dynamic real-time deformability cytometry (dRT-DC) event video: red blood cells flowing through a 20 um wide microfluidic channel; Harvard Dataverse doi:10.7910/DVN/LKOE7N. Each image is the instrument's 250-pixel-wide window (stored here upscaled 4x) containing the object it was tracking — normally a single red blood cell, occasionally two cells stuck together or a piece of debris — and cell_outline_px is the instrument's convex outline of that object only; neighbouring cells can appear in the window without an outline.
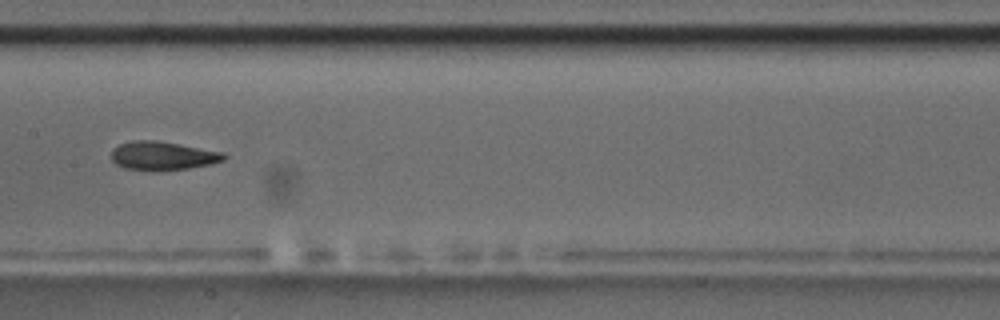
{"species": "common noctule bat (a hibernating species)", "species_latin": "Nyctalus noctula", "temperature_condition": "room temperature", "stored_images_in_passage": 9, "camera_frame_rate_fps": 3000, "um_per_image_px": 0.085, "animal": {"sex": "male", "body_mass_g": 17.5, "forearm_length_mm": 52.3}, "frame": {"image": 1, "passage_image": 8, "time_ms": 2.333, "image_size_px": [1000, 320], "cell_outline_px": [[228, 156], [224, 160], [212, 164], [188, 168], [124, 168], [116, 164], [112, 160], [112, 148], [120, 144], [132, 140], [156, 140], [180, 144], [224, 152]], "centroid_in_image_um": [13.87, 13.19], "position_along_channel_um": 193.5, "area_um2": 18.21}}
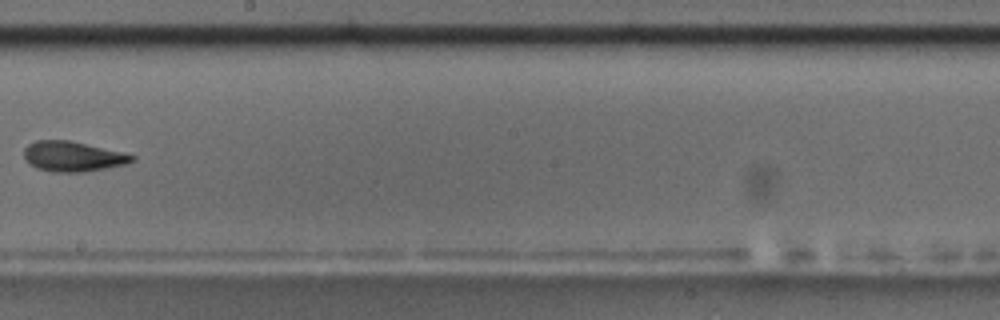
{"frame": {"image": 2, "passage_image": 9, "time_ms": 2.667, "image_size_px": [1000, 320], "cell_outline_px": [[136, 160], [124, 164], [104, 168], [80, 172], [52, 172], [36, 168], [24, 156], [24, 148], [28, 144], [36, 140], [68, 140], [120, 152], [136, 156]], "centroid_in_image_um": [6.16, 13.29], "position_along_channel_um": 242.0, "area_um2": 18.55}}